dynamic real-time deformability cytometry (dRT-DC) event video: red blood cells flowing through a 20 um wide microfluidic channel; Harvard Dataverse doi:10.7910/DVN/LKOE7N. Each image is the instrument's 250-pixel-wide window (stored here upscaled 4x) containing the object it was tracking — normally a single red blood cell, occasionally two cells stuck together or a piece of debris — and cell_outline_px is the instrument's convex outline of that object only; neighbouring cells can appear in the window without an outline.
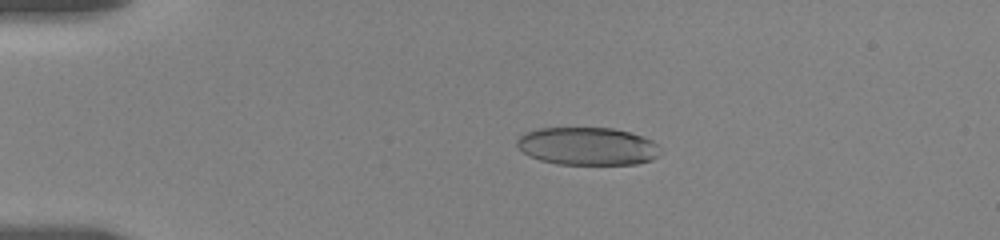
{"species": "human", "species_latin": "Homo sapiens", "temperature_condition": "room temperature", "stored_images_in_passage": 7, "camera_frame_rate_fps": 3000, "um_per_image_px": 0.085, "donor": {"sex": "female"}, "frame": {"image": 1, "passage_image": 5, "time_ms": 3.333, "image_size_px": [1000, 240], "cell_outline_px": [[660, 148], [656, 156], [652, 160], [636, 164], [556, 164], [540, 160], [528, 156], [516, 144], [516, 140], [524, 132], [540, 128], [612, 128], [644, 136], [652, 140]], "centroid_in_image_um": [49.91, 12.43], "position_along_channel_um": 35.1, "area_um2": 31.62}}